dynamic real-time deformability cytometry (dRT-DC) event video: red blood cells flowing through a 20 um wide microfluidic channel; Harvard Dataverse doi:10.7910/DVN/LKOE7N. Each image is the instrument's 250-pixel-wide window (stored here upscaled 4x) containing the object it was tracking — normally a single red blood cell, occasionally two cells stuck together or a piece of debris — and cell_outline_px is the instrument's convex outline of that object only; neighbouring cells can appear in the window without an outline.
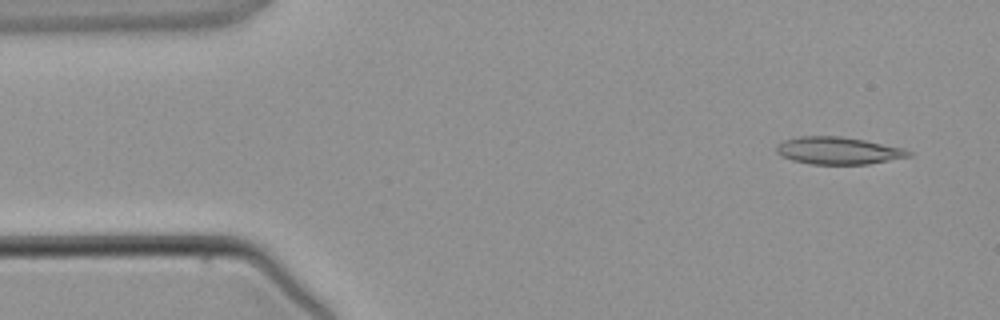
{"species": "common noctule bat (a hibernating species)", "species_latin": "Nyctalus noctula", "temperature_condition": "warm", "stored_images_in_passage": 3, "camera_frame_rate_fps": 3000, "um_per_image_px": 0.085, "animal": {"sex": "male", "body_mass_g": 21.5, "forearm_length_mm": 52.0}, "frame": {"image": 1, "passage_image": 1, "time_ms": 0.0, "image_size_px": [1000, 320], "cell_outline_px": [[912, 156], [868, 164], [812, 164], [792, 160], [776, 152], [776, 148], [784, 140], [800, 136], [840, 136], [864, 140], [904, 148], [912, 152]], "centroid_in_image_um": [71.28, 12.8], "position_along_channel_um": 13.7, "area_um2": 20.87}}